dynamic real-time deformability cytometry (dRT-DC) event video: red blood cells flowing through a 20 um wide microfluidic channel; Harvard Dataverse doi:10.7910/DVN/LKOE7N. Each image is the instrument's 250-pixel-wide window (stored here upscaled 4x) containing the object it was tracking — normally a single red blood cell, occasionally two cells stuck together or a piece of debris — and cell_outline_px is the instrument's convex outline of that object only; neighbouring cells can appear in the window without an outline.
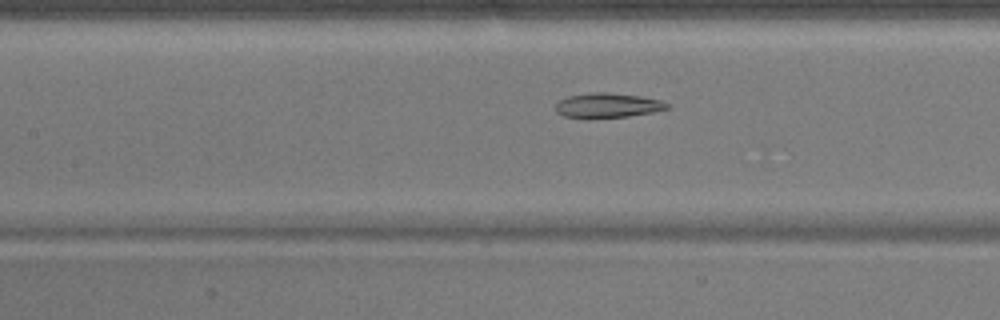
{"species": "common noctule bat (a hibernating species)", "species_latin": "Nyctalus noctula", "temperature_condition": "warm", "stored_images_in_passage": 41, "camera_frame_rate_fps": 3000, "um_per_image_px": 0.085, "animal": {"sex": "male", "body_mass_g": 17.9}, "frame": {"image": 1, "passage_image": 13, "time_ms": 4.0, "image_size_px": [1000, 320], "cell_outline_px": [[672, 108], [652, 112], [628, 116], [588, 120], [564, 116], [556, 112], [556, 104], [560, 100], [568, 96], [588, 92], [608, 92], [640, 96], [660, 100], [672, 104]], "centroid_in_image_um": [51.65, 8.98], "position_along_channel_um": 155.7, "area_um2": 16.59}}
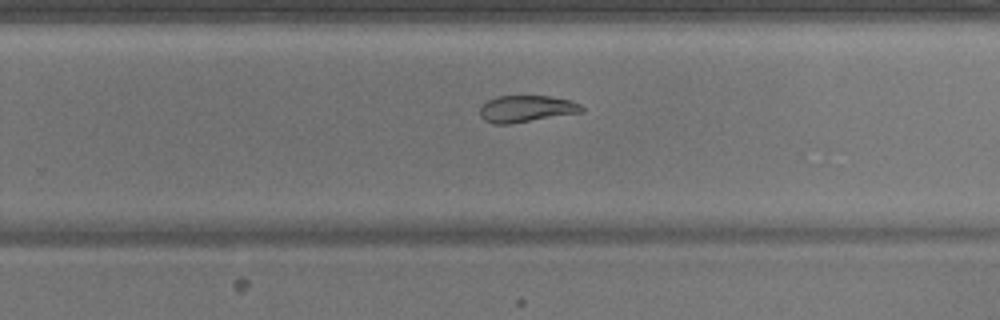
{"frame": {"image": 2, "passage_image": 23, "time_ms": 7.333, "image_size_px": [1000, 320], "cell_outline_px": [[584, 112], [508, 124], [492, 124], [484, 120], [480, 116], [480, 108], [488, 100], [496, 96], [552, 96], [568, 100], [580, 104], [584, 108]], "centroid_in_image_um": [44.73, 9.25], "position_along_channel_um": 285.1, "area_um2": 15.84}}
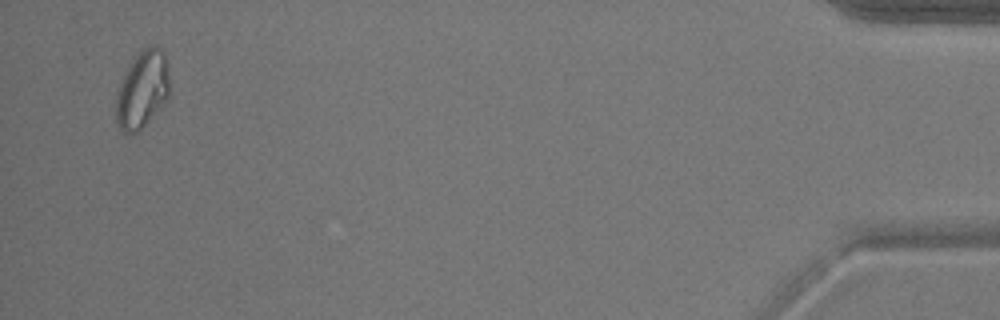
{"frame": {"image": 3, "passage_image": 40, "time_ms": 13.0, "image_size_px": [1000, 320], "cell_outline_px": [[172, 92], [164, 104], [132, 136], [120, 132], [116, 124], [116, 96], [124, 72], [140, 48], [148, 44], [156, 44], [164, 52], [168, 64]], "centroid_in_image_um": [12.12, 7.57], "position_along_channel_um": 423.1, "area_um2": 25.03}}